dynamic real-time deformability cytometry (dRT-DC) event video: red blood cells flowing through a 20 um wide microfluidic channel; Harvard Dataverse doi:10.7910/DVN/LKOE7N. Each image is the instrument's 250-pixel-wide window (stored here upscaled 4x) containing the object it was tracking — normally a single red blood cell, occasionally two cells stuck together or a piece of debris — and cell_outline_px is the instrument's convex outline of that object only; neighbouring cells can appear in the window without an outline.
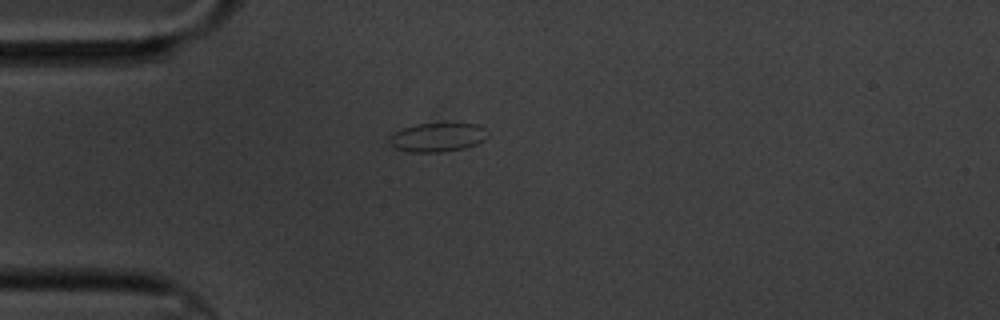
{"species": "common noctule bat (a hibernating species)", "species_latin": "Nyctalus noctula", "temperature_condition": "cold", "stored_images_in_passage": 4, "segment_of_instrument_passage": [2, 2], "camera_frame_rate_fps": 3000, "um_per_image_px": 0.085, "animal": {"sex": "male", "body_mass_g": 20.1, "forearm_length_mm": 53.5}, "frame": {"image": 1, "passage_image": 4, "time_ms": 3.333, "image_size_px": [1000, 320], "cell_outline_px": [[488, 136], [484, 140], [476, 144], [464, 148], [444, 152], [408, 152], [392, 148], [388, 144], [388, 136], [392, 132], [400, 128], [416, 124], [476, 124], [484, 128]], "centroid_in_image_um": [37.08, 11.68], "position_along_channel_um": 47.9, "area_um2": 16.82}}